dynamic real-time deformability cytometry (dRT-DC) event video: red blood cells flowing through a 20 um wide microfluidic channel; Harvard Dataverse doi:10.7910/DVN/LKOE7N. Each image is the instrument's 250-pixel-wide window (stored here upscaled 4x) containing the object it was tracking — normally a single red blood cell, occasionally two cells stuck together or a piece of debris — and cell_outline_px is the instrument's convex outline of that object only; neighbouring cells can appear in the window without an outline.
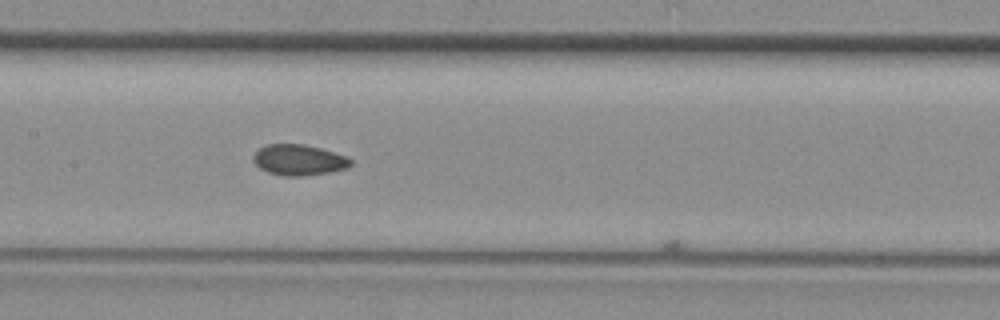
{"species": "common noctule bat (a hibernating species)", "species_latin": "Nyctalus noctula", "temperature_condition": "room temperature", "stored_images_in_passage": 20, "camera_frame_rate_fps": 3000, "um_per_image_px": 0.085, "animal": {"sex": "female", "body_mass_g": 29.2, "forearm_length_mm": 56.3}, "frame": {"image": 1, "passage_image": 17, "time_ms": 5.333, "image_size_px": [1000, 320], "cell_outline_px": [[352, 164], [348, 168], [328, 172], [300, 176], [284, 176], [268, 172], [260, 168], [252, 160], [252, 156], [260, 148], [268, 144], [304, 144], [320, 148], [348, 156], [352, 160]], "centroid_in_image_um": [25.41, 13.59], "position_along_channel_um": 182.0, "area_um2": 17.46}}
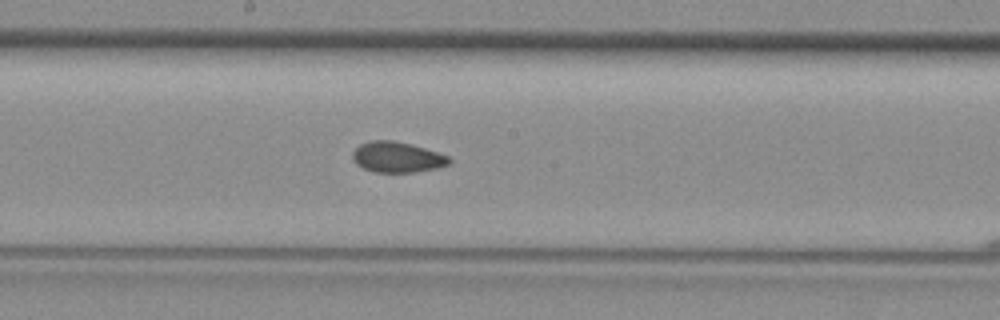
{"frame": {"image": 2, "passage_image": 19, "time_ms": 6.0, "image_size_px": [1000, 320], "cell_outline_px": [[452, 160], [448, 164], [436, 168], [412, 172], [376, 172], [364, 168], [356, 164], [352, 156], [352, 152], [360, 144], [372, 140], [396, 140], [412, 144], [448, 156]], "centroid_in_image_um": [33.74, 13.34], "position_along_channel_um": 214.5, "area_um2": 17.11}}